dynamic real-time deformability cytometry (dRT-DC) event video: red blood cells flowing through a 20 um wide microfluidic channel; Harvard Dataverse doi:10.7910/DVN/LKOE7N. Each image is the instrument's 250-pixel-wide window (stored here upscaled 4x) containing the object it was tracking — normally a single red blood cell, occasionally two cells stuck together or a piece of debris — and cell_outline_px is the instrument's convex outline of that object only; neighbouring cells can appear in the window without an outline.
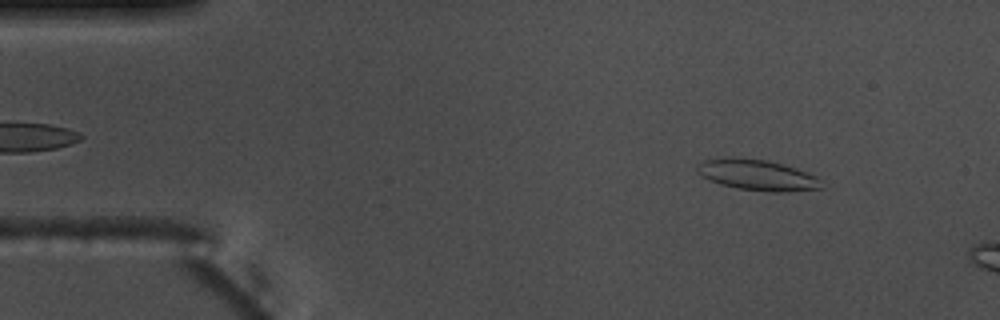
{"species": "common noctule bat (a hibernating species)", "species_latin": "Nyctalus noctula", "temperature_condition": "warm", "stored_images_in_passage": 12, "camera_frame_rate_fps": 3000, "um_per_image_px": 0.085, "animal": {"sex": "male", "body_mass_g": 17.5, "forearm_length_mm": 52.3}, "frame": {"image": 1, "passage_image": 6, "time_ms": 1.667, "image_size_px": [1000, 320], "cell_outline_px": [[824, 188], [788, 192], [772, 192], [740, 188], [720, 184], [704, 176], [696, 168], [696, 164], [704, 160], [724, 156], [732, 156], [768, 160], [796, 168], [816, 176], [820, 180]], "centroid_in_image_um": [64.39, 14.85], "position_along_channel_um": 20.6, "area_um2": 22.37}}